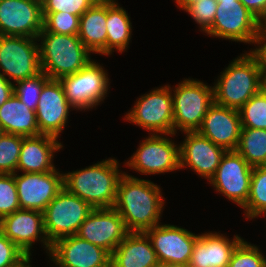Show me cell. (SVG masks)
<instances>
[{
  "instance_id": "obj_1",
  "label": "cell",
  "mask_w": 266,
  "mask_h": 267,
  "mask_svg": "<svg viewBox=\"0 0 266 267\" xmlns=\"http://www.w3.org/2000/svg\"><path fill=\"white\" fill-rule=\"evenodd\" d=\"M164 201L159 185L125 172L119 180L113 207L129 232H146L161 224Z\"/></svg>"
},
{
  "instance_id": "obj_2",
  "label": "cell",
  "mask_w": 266,
  "mask_h": 267,
  "mask_svg": "<svg viewBox=\"0 0 266 267\" xmlns=\"http://www.w3.org/2000/svg\"><path fill=\"white\" fill-rule=\"evenodd\" d=\"M119 162L114 158L86 168L63 173V188L85 200L93 208H112L121 176Z\"/></svg>"
},
{
  "instance_id": "obj_3",
  "label": "cell",
  "mask_w": 266,
  "mask_h": 267,
  "mask_svg": "<svg viewBox=\"0 0 266 267\" xmlns=\"http://www.w3.org/2000/svg\"><path fill=\"white\" fill-rule=\"evenodd\" d=\"M214 83V102L239 110L263 88V76L256 59L245 53L232 60Z\"/></svg>"
},
{
  "instance_id": "obj_4",
  "label": "cell",
  "mask_w": 266,
  "mask_h": 267,
  "mask_svg": "<svg viewBox=\"0 0 266 267\" xmlns=\"http://www.w3.org/2000/svg\"><path fill=\"white\" fill-rule=\"evenodd\" d=\"M41 71L49 79H60L84 68L90 61V51L78 35L47 32L38 34Z\"/></svg>"
},
{
  "instance_id": "obj_5",
  "label": "cell",
  "mask_w": 266,
  "mask_h": 267,
  "mask_svg": "<svg viewBox=\"0 0 266 267\" xmlns=\"http://www.w3.org/2000/svg\"><path fill=\"white\" fill-rule=\"evenodd\" d=\"M171 95L174 134L177 130L182 133L198 131L206 112L214 103V87L186 78L171 89Z\"/></svg>"
},
{
  "instance_id": "obj_6",
  "label": "cell",
  "mask_w": 266,
  "mask_h": 267,
  "mask_svg": "<svg viewBox=\"0 0 266 267\" xmlns=\"http://www.w3.org/2000/svg\"><path fill=\"white\" fill-rule=\"evenodd\" d=\"M94 208L64 188L43 211L44 230L53 244L57 239L76 235L79 227Z\"/></svg>"
},
{
  "instance_id": "obj_7",
  "label": "cell",
  "mask_w": 266,
  "mask_h": 267,
  "mask_svg": "<svg viewBox=\"0 0 266 267\" xmlns=\"http://www.w3.org/2000/svg\"><path fill=\"white\" fill-rule=\"evenodd\" d=\"M125 120L138 125L149 134L173 136V100L171 86L164 85L145 93L136 100L135 105L126 113Z\"/></svg>"
},
{
  "instance_id": "obj_8",
  "label": "cell",
  "mask_w": 266,
  "mask_h": 267,
  "mask_svg": "<svg viewBox=\"0 0 266 267\" xmlns=\"http://www.w3.org/2000/svg\"><path fill=\"white\" fill-rule=\"evenodd\" d=\"M93 59L80 71L60 78L67 101L75 110H90L104 101L108 94L106 70Z\"/></svg>"
},
{
  "instance_id": "obj_9",
  "label": "cell",
  "mask_w": 266,
  "mask_h": 267,
  "mask_svg": "<svg viewBox=\"0 0 266 267\" xmlns=\"http://www.w3.org/2000/svg\"><path fill=\"white\" fill-rule=\"evenodd\" d=\"M37 42V38L0 35L1 74L10 83L32 78L42 72Z\"/></svg>"
},
{
  "instance_id": "obj_10",
  "label": "cell",
  "mask_w": 266,
  "mask_h": 267,
  "mask_svg": "<svg viewBox=\"0 0 266 267\" xmlns=\"http://www.w3.org/2000/svg\"><path fill=\"white\" fill-rule=\"evenodd\" d=\"M165 136V137H164ZM150 134L126 161L127 167L145 175H155L180 169L179 145L166 134Z\"/></svg>"
},
{
  "instance_id": "obj_11",
  "label": "cell",
  "mask_w": 266,
  "mask_h": 267,
  "mask_svg": "<svg viewBox=\"0 0 266 267\" xmlns=\"http://www.w3.org/2000/svg\"><path fill=\"white\" fill-rule=\"evenodd\" d=\"M217 10L207 35L253 44L261 22L239 1L217 0Z\"/></svg>"
},
{
  "instance_id": "obj_12",
  "label": "cell",
  "mask_w": 266,
  "mask_h": 267,
  "mask_svg": "<svg viewBox=\"0 0 266 267\" xmlns=\"http://www.w3.org/2000/svg\"><path fill=\"white\" fill-rule=\"evenodd\" d=\"M253 167L235 150L226 151L209 183L241 208L247 203Z\"/></svg>"
},
{
  "instance_id": "obj_13",
  "label": "cell",
  "mask_w": 266,
  "mask_h": 267,
  "mask_svg": "<svg viewBox=\"0 0 266 267\" xmlns=\"http://www.w3.org/2000/svg\"><path fill=\"white\" fill-rule=\"evenodd\" d=\"M129 233L124 220L112 207L94 208L81 224L76 235L112 254Z\"/></svg>"
},
{
  "instance_id": "obj_14",
  "label": "cell",
  "mask_w": 266,
  "mask_h": 267,
  "mask_svg": "<svg viewBox=\"0 0 266 267\" xmlns=\"http://www.w3.org/2000/svg\"><path fill=\"white\" fill-rule=\"evenodd\" d=\"M42 30L41 0H0V35L37 38Z\"/></svg>"
},
{
  "instance_id": "obj_15",
  "label": "cell",
  "mask_w": 266,
  "mask_h": 267,
  "mask_svg": "<svg viewBox=\"0 0 266 267\" xmlns=\"http://www.w3.org/2000/svg\"><path fill=\"white\" fill-rule=\"evenodd\" d=\"M0 231L29 259L35 241H41L48 256L50 254L52 244L46 237L41 211L19 209L0 220Z\"/></svg>"
},
{
  "instance_id": "obj_16",
  "label": "cell",
  "mask_w": 266,
  "mask_h": 267,
  "mask_svg": "<svg viewBox=\"0 0 266 267\" xmlns=\"http://www.w3.org/2000/svg\"><path fill=\"white\" fill-rule=\"evenodd\" d=\"M49 256L55 267H111L108 251L77 235L57 239Z\"/></svg>"
},
{
  "instance_id": "obj_17",
  "label": "cell",
  "mask_w": 266,
  "mask_h": 267,
  "mask_svg": "<svg viewBox=\"0 0 266 267\" xmlns=\"http://www.w3.org/2000/svg\"><path fill=\"white\" fill-rule=\"evenodd\" d=\"M21 209L43 212L63 189V173L58 169L45 173H14Z\"/></svg>"
},
{
  "instance_id": "obj_18",
  "label": "cell",
  "mask_w": 266,
  "mask_h": 267,
  "mask_svg": "<svg viewBox=\"0 0 266 267\" xmlns=\"http://www.w3.org/2000/svg\"><path fill=\"white\" fill-rule=\"evenodd\" d=\"M150 239L158 262L189 263L199 234L170 224H158L144 232Z\"/></svg>"
},
{
  "instance_id": "obj_19",
  "label": "cell",
  "mask_w": 266,
  "mask_h": 267,
  "mask_svg": "<svg viewBox=\"0 0 266 267\" xmlns=\"http://www.w3.org/2000/svg\"><path fill=\"white\" fill-rule=\"evenodd\" d=\"M74 107L67 101L58 79H49L40 93L36 119L40 134L59 138L68 121L69 110Z\"/></svg>"
},
{
  "instance_id": "obj_20",
  "label": "cell",
  "mask_w": 266,
  "mask_h": 267,
  "mask_svg": "<svg viewBox=\"0 0 266 267\" xmlns=\"http://www.w3.org/2000/svg\"><path fill=\"white\" fill-rule=\"evenodd\" d=\"M184 141L179 144L180 169L190 168L204 179L215 175L226 150L213 144L197 131L185 132Z\"/></svg>"
},
{
  "instance_id": "obj_21",
  "label": "cell",
  "mask_w": 266,
  "mask_h": 267,
  "mask_svg": "<svg viewBox=\"0 0 266 267\" xmlns=\"http://www.w3.org/2000/svg\"><path fill=\"white\" fill-rule=\"evenodd\" d=\"M241 128L237 109L214 102L206 112L197 132L226 151H235L239 144Z\"/></svg>"
},
{
  "instance_id": "obj_22",
  "label": "cell",
  "mask_w": 266,
  "mask_h": 267,
  "mask_svg": "<svg viewBox=\"0 0 266 267\" xmlns=\"http://www.w3.org/2000/svg\"><path fill=\"white\" fill-rule=\"evenodd\" d=\"M243 240L238 235L233 239L219 232L199 234L194 243L190 267H228L233 250Z\"/></svg>"
},
{
  "instance_id": "obj_23",
  "label": "cell",
  "mask_w": 266,
  "mask_h": 267,
  "mask_svg": "<svg viewBox=\"0 0 266 267\" xmlns=\"http://www.w3.org/2000/svg\"><path fill=\"white\" fill-rule=\"evenodd\" d=\"M63 144L50 135L24 137L18 158L17 172L45 173L55 170L53 157Z\"/></svg>"
},
{
  "instance_id": "obj_24",
  "label": "cell",
  "mask_w": 266,
  "mask_h": 267,
  "mask_svg": "<svg viewBox=\"0 0 266 267\" xmlns=\"http://www.w3.org/2000/svg\"><path fill=\"white\" fill-rule=\"evenodd\" d=\"M155 250L144 232H130L111 254V267H154Z\"/></svg>"
},
{
  "instance_id": "obj_25",
  "label": "cell",
  "mask_w": 266,
  "mask_h": 267,
  "mask_svg": "<svg viewBox=\"0 0 266 267\" xmlns=\"http://www.w3.org/2000/svg\"><path fill=\"white\" fill-rule=\"evenodd\" d=\"M107 0H98L80 16L78 37L91 52L106 55Z\"/></svg>"
},
{
  "instance_id": "obj_26",
  "label": "cell",
  "mask_w": 266,
  "mask_h": 267,
  "mask_svg": "<svg viewBox=\"0 0 266 267\" xmlns=\"http://www.w3.org/2000/svg\"><path fill=\"white\" fill-rule=\"evenodd\" d=\"M0 127L7 134L23 137L41 135L36 111L29 109L15 93L0 106Z\"/></svg>"
},
{
  "instance_id": "obj_27",
  "label": "cell",
  "mask_w": 266,
  "mask_h": 267,
  "mask_svg": "<svg viewBox=\"0 0 266 267\" xmlns=\"http://www.w3.org/2000/svg\"><path fill=\"white\" fill-rule=\"evenodd\" d=\"M128 15L116 0H107L106 56L111 55L114 49L122 53L128 48L132 36V24Z\"/></svg>"
},
{
  "instance_id": "obj_28",
  "label": "cell",
  "mask_w": 266,
  "mask_h": 267,
  "mask_svg": "<svg viewBox=\"0 0 266 267\" xmlns=\"http://www.w3.org/2000/svg\"><path fill=\"white\" fill-rule=\"evenodd\" d=\"M236 151L250 166H265L266 129L242 127Z\"/></svg>"
},
{
  "instance_id": "obj_29",
  "label": "cell",
  "mask_w": 266,
  "mask_h": 267,
  "mask_svg": "<svg viewBox=\"0 0 266 267\" xmlns=\"http://www.w3.org/2000/svg\"><path fill=\"white\" fill-rule=\"evenodd\" d=\"M242 209L249 220L266 216V165L253 167L249 198Z\"/></svg>"
},
{
  "instance_id": "obj_30",
  "label": "cell",
  "mask_w": 266,
  "mask_h": 267,
  "mask_svg": "<svg viewBox=\"0 0 266 267\" xmlns=\"http://www.w3.org/2000/svg\"><path fill=\"white\" fill-rule=\"evenodd\" d=\"M241 126L253 129H266V92L262 88L239 110Z\"/></svg>"
},
{
  "instance_id": "obj_31",
  "label": "cell",
  "mask_w": 266,
  "mask_h": 267,
  "mask_svg": "<svg viewBox=\"0 0 266 267\" xmlns=\"http://www.w3.org/2000/svg\"><path fill=\"white\" fill-rule=\"evenodd\" d=\"M23 136L3 133L0 137V174L17 172Z\"/></svg>"
},
{
  "instance_id": "obj_32",
  "label": "cell",
  "mask_w": 266,
  "mask_h": 267,
  "mask_svg": "<svg viewBox=\"0 0 266 267\" xmlns=\"http://www.w3.org/2000/svg\"><path fill=\"white\" fill-rule=\"evenodd\" d=\"M48 80L49 77L41 72L32 78L14 84V93L29 109L36 111L41 90Z\"/></svg>"
},
{
  "instance_id": "obj_33",
  "label": "cell",
  "mask_w": 266,
  "mask_h": 267,
  "mask_svg": "<svg viewBox=\"0 0 266 267\" xmlns=\"http://www.w3.org/2000/svg\"><path fill=\"white\" fill-rule=\"evenodd\" d=\"M80 16L65 12L43 13V29L47 32L78 35Z\"/></svg>"
},
{
  "instance_id": "obj_34",
  "label": "cell",
  "mask_w": 266,
  "mask_h": 267,
  "mask_svg": "<svg viewBox=\"0 0 266 267\" xmlns=\"http://www.w3.org/2000/svg\"><path fill=\"white\" fill-rule=\"evenodd\" d=\"M228 267H266V257L256 245L243 239L233 250Z\"/></svg>"
},
{
  "instance_id": "obj_35",
  "label": "cell",
  "mask_w": 266,
  "mask_h": 267,
  "mask_svg": "<svg viewBox=\"0 0 266 267\" xmlns=\"http://www.w3.org/2000/svg\"><path fill=\"white\" fill-rule=\"evenodd\" d=\"M21 209L14 174H0V220Z\"/></svg>"
},
{
  "instance_id": "obj_36",
  "label": "cell",
  "mask_w": 266,
  "mask_h": 267,
  "mask_svg": "<svg viewBox=\"0 0 266 267\" xmlns=\"http://www.w3.org/2000/svg\"><path fill=\"white\" fill-rule=\"evenodd\" d=\"M98 0H41L43 13L65 12L81 16Z\"/></svg>"
},
{
  "instance_id": "obj_37",
  "label": "cell",
  "mask_w": 266,
  "mask_h": 267,
  "mask_svg": "<svg viewBox=\"0 0 266 267\" xmlns=\"http://www.w3.org/2000/svg\"><path fill=\"white\" fill-rule=\"evenodd\" d=\"M217 0H200L188 7L185 12L199 25L200 31L207 32L215 19Z\"/></svg>"
},
{
  "instance_id": "obj_38",
  "label": "cell",
  "mask_w": 266,
  "mask_h": 267,
  "mask_svg": "<svg viewBox=\"0 0 266 267\" xmlns=\"http://www.w3.org/2000/svg\"><path fill=\"white\" fill-rule=\"evenodd\" d=\"M29 258L0 231V267H20Z\"/></svg>"
},
{
  "instance_id": "obj_39",
  "label": "cell",
  "mask_w": 266,
  "mask_h": 267,
  "mask_svg": "<svg viewBox=\"0 0 266 267\" xmlns=\"http://www.w3.org/2000/svg\"><path fill=\"white\" fill-rule=\"evenodd\" d=\"M255 49L250 50V54L256 59L263 77H266V27L261 23L254 38Z\"/></svg>"
},
{
  "instance_id": "obj_40",
  "label": "cell",
  "mask_w": 266,
  "mask_h": 267,
  "mask_svg": "<svg viewBox=\"0 0 266 267\" xmlns=\"http://www.w3.org/2000/svg\"><path fill=\"white\" fill-rule=\"evenodd\" d=\"M261 23L266 19V0H240Z\"/></svg>"
},
{
  "instance_id": "obj_41",
  "label": "cell",
  "mask_w": 266,
  "mask_h": 267,
  "mask_svg": "<svg viewBox=\"0 0 266 267\" xmlns=\"http://www.w3.org/2000/svg\"><path fill=\"white\" fill-rule=\"evenodd\" d=\"M14 93V84L10 83L0 71V106Z\"/></svg>"
},
{
  "instance_id": "obj_42",
  "label": "cell",
  "mask_w": 266,
  "mask_h": 267,
  "mask_svg": "<svg viewBox=\"0 0 266 267\" xmlns=\"http://www.w3.org/2000/svg\"><path fill=\"white\" fill-rule=\"evenodd\" d=\"M177 6L182 9V10H186L188 7H190L191 5L199 2L200 0H175Z\"/></svg>"
},
{
  "instance_id": "obj_43",
  "label": "cell",
  "mask_w": 266,
  "mask_h": 267,
  "mask_svg": "<svg viewBox=\"0 0 266 267\" xmlns=\"http://www.w3.org/2000/svg\"><path fill=\"white\" fill-rule=\"evenodd\" d=\"M154 267H190L189 263L186 264H177V263H163L158 262Z\"/></svg>"
},
{
  "instance_id": "obj_44",
  "label": "cell",
  "mask_w": 266,
  "mask_h": 267,
  "mask_svg": "<svg viewBox=\"0 0 266 267\" xmlns=\"http://www.w3.org/2000/svg\"><path fill=\"white\" fill-rule=\"evenodd\" d=\"M31 260L28 259L25 263H23L20 267H31L30 265Z\"/></svg>"
},
{
  "instance_id": "obj_45",
  "label": "cell",
  "mask_w": 266,
  "mask_h": 267,
  "mask_svg": "<svg viewBox=\"0 0 266 267\" xmlns=\"http://www.w3.org/2000/svg\"><path fill=\"white\" fill-rule=\"evenodd\" d=\"M263 89L266 92V77H263Z\"/></svg>"
},
{
  "instance_id": "obj_46",
  "label": "cell",
  "mask_w": 266,
  "mask_h": 267,
  "mask_svg": "<svg viewBox=\"0 0 266 267\" xmlns=\"http://www.w3.org/2000/svg\"><path fill=\"white\" fill-rule=\"evenodd\" d=\"M3 130H2V128L0 127V137L3 135Z\"/></svg>"
},
{
  "instance_id": "obj_47",
  "label": "cell",
  "mask_w": 266,
  "mask_h": 267,
  "mask_svg": "<svg viewBox=\"0 0 266 267\" xmlns=\"http://www.w3.org/2000/svg\"><path fill=\"white\" fill-rule=\"evenodd\" d=\"M262 24L266 27V19L262 22Z\"/></svg>"
}]
</instances>
